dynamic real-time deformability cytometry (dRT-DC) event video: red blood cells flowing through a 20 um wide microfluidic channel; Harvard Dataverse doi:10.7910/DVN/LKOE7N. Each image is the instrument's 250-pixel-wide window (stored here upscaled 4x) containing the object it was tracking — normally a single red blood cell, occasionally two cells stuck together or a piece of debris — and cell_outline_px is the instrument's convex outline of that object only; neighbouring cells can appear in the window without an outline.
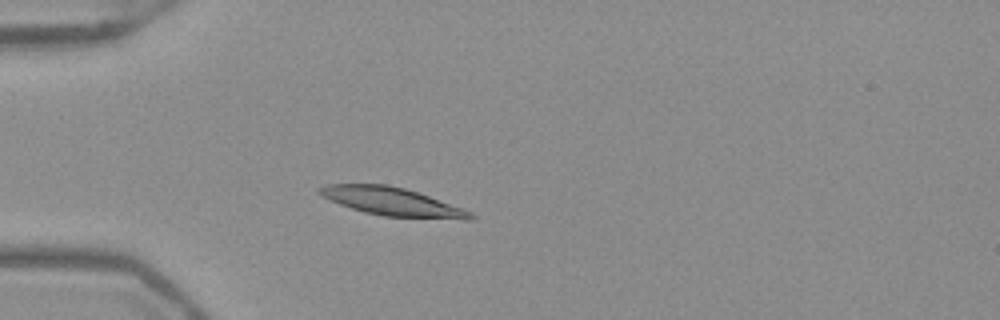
{"species": "Egyptian fruit bat (a non-hibernating species)", "species_latin": "Rousettus aegyptiacus", "temperature_condition": "warm", "stored_images_in_passage": 50, "camera_frame_rate_fps": 3000, "um_per_image_px": 0.085, "frame": {"image": 1, "passage_image": 13, "time_ms": 4.0, "image_size_px": [1000, 320], "cell_outline_px": [[476, 216], [472, 220], [464, 220], [384, 216], [364, 212], [340, 204], [316, 192], [316, 188], [324, 184], [388, 184], [404, 188], [428, 196], [472, 212]], "centroid_in_image_um": [33.33, 17.14], "position_along_channel_um": 51.7, "area_um2": 24.68}}
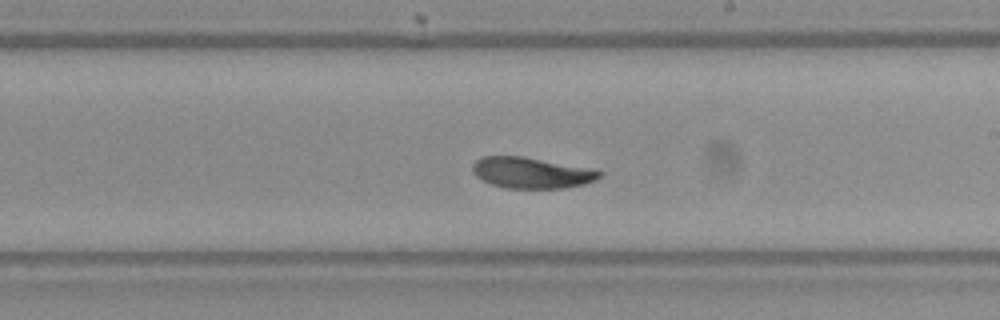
{"frame": {"image": 2, "passage_image": 29, "time_ms": 9.333, "image_size_px": [1000, 320], "cell_outline_px": [[604, 172], [596, 180], [584, 184], [564, 188], [508, 188], [492, 184], [476, 176], [472, 172], [472, 164], [480, 156], [524, 156], [596, 168]], "centroid_in_image_um": [45.23, 14.66], "position_along_channel_um": 243.8, "area_um2": 23.29}}
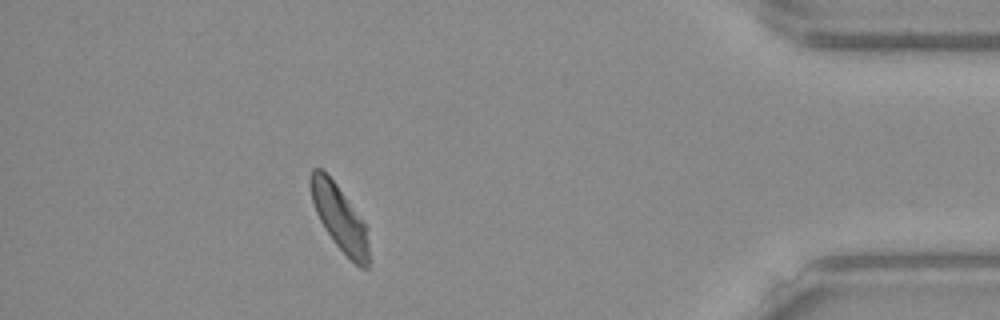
{"frame": {"image": 3, "passage_image": 45, "time_ms": 14.667, "image_size_px": [1000, 320], "cell_outline_px": [[368, 268], [360, 268], [332, 240], [324, 228], [316, 212], [312, 200], [308, 184], [308, 180], [312, 168], [320, 168], [336, 184], [364, 224], [368, 244]], "centroid_in_image_um": [28.8, 18.49], "position_along_channel_um": 406.4, "area_um2": 21.5}, "authors_computed_cell_mechanics": {"area_um2": 23.5824, "velocity_mm_per_s": 3.8854, "shape_relaxation_time_tau1_ms": 3.9214, "shape_relaxation_time_tau2_ms": 7.9463, "deformation_change_tau1": 0.1312, "deformation_change_tau2": 0.0623}}